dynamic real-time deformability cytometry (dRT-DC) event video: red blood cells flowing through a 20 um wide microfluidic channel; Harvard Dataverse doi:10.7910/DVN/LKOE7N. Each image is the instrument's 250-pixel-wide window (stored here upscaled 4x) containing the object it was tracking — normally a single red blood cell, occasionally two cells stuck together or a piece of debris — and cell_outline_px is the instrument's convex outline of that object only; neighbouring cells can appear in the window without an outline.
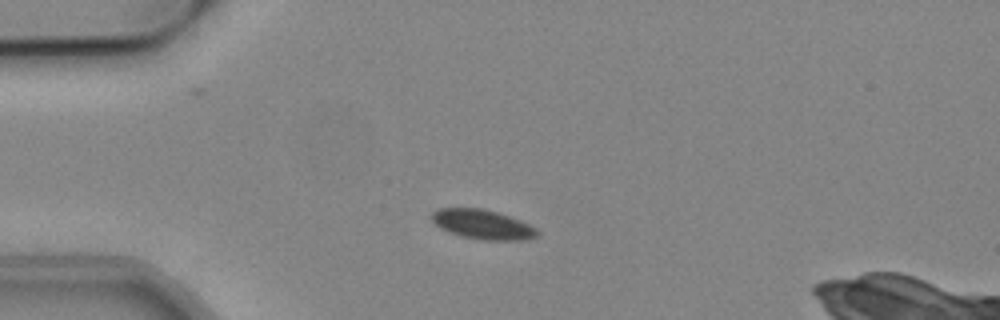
{"species": "common noctule bat (a hibernating species)", "species_latin": "Nyctalus noctula", "temperature_condition": "cold", "stored_images_in_passage": 13, "camera_frame_rate_fps": 3000, "um_per_image_px": 0.085, "animal": {"sex": "male", "body_mass_g": 19.2, "forearm_length_mm": 51.8}, "frame": {"image": 1, "passage_image": 10, "time_ms": 3.0, "image_size_px": [1000, 320], "cell_outline_px": [[540, 232], [536, 236], [524, 240], [484, 240], [460, 236], [448, 232], [440, 228], [432, 220], [432, 212], [440, 208], [480, 208], [496, 212], [520, 220], [536, 228]], "centroid_in_image_um": [41.01, 19.08], "position_along_channel_um": 44.0, "area_um2": 18.03}}